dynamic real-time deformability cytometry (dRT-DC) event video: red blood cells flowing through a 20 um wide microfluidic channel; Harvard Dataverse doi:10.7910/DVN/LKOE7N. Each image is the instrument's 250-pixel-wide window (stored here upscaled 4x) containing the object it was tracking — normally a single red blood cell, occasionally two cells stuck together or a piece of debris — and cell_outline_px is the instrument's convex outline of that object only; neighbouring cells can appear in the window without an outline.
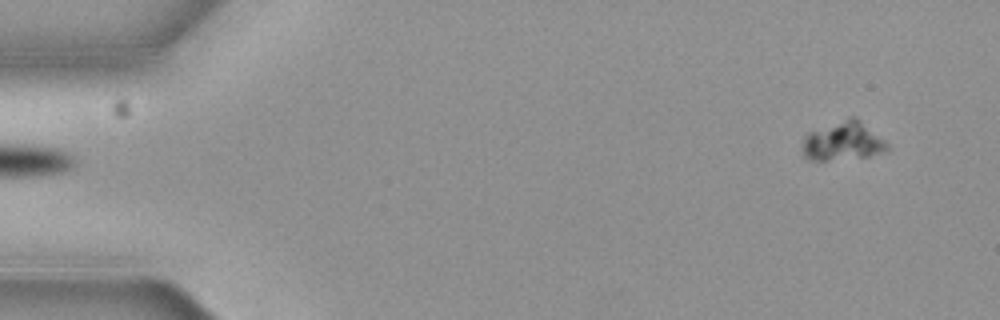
{"species": "common noctule bat (a hibernating species)", "species_latin": "Nyctalus noctula", "temperature_condition": "cold", "stored_images_in_passage": 2, "camera_frame_rate_fps": 3000, "um_per_image_px": 0.085, "animal": {"sex": "female", "body_mass_g": 19.3, "forearm_length_mm": 54.1}, "frame": {"image": 1, "passage_image": 2, "time_ms": 0.333, "image_size_px": [1000, 320], "cell_outline_px": [[884, 148], [868, 156], [824, 160], [812, 160], [804, 152], [804, 136], [808, 132], [848, 116], [856, 116], [884, 144]], "centroid_in_image_um": [71.54, 11.95], "position_along_channel_um": 13.5, "area_um2": 17.98}}